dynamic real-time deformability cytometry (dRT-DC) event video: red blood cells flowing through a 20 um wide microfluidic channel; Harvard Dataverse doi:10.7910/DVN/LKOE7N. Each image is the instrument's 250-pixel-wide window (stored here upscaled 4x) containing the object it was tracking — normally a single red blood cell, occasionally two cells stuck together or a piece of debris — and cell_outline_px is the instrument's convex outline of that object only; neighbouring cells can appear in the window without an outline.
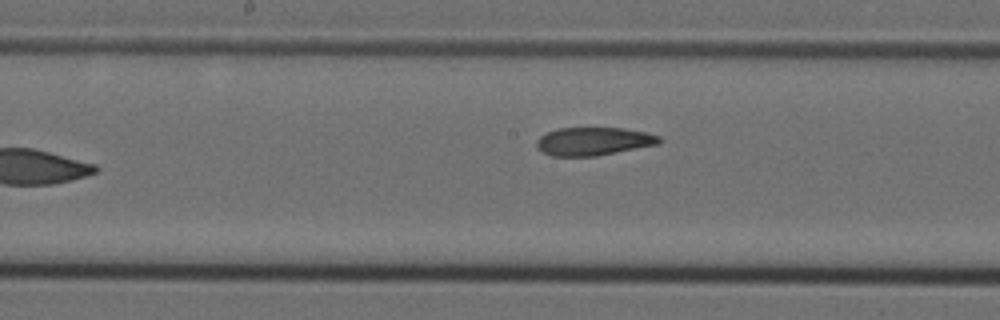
{"species": "Egyptian fruit bat (a non-hibernating species)", "species_latin": "Rousettus aegyptiacus", "temperature_condition": "cold", "stored_images_in_passage": 9, "segment_of_instrument_passage": [1, 2], "camera_frame_rate_fps": 3000, "um_per_image_px": 0.085, "animal": {"sex": "female"}, "frame": {"image": 1, "passage_image": 8, "time_ms": 2.333, "image_size_px": [1000, 320], "cell_outline_px": [[660, 144], [596, 156], [552, 156], [536, 148], [536, 140], [540, 136], [556, 128], [620, 128], [644, 132], [660, 136]], "centroid_in_image_um": [50.42, 12.01], "position_along_channel_um": 197.8, "area_um2": 20.06}}